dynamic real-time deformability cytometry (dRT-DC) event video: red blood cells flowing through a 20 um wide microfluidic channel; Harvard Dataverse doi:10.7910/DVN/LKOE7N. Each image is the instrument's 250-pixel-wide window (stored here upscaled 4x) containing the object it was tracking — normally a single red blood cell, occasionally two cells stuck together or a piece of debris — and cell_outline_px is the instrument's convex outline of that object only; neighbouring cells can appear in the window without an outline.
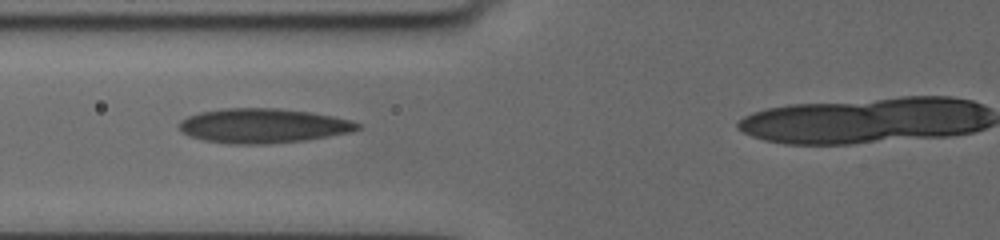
{"species": "human", "species_latin": "Homo sapiens", "temperature_condition": "cold", "stored_images_in_passage": 46, "camera_frame_rate_fps": 3000, "um_per_image_px": 0.085, "donor": {"sex": "female"}, "frame": {"image": 1, "passage_image": 18, "time_ms": 5.667, "image_size_px": [1000, 240], "cell_outline_px": [[360, 128], [348, 132], [304, 140], [268, 144], [232, 144], [204, 140], [192, 136], [184, 132], [176, 124], [180, 120], [188, 116], [200, 112], [224, 108], [276, 108], [308, 112], [332, 116], [348, 120], [360, 124]], "centroid_in_image_um": [22.3, 10.68], "position_along_channel_um": 103.5, "area_um2": 35.43}}
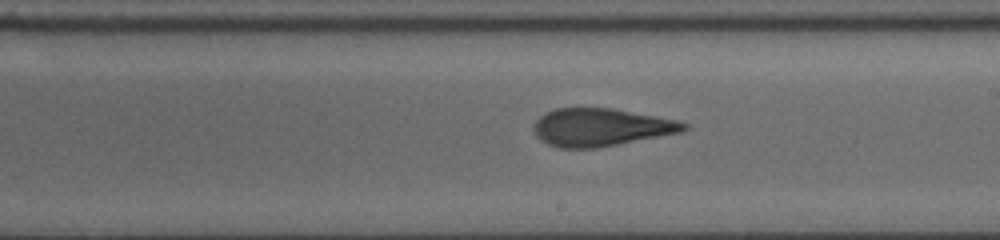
{"frame": {"image": 2, "passage_image": 29, "time_ms": 9.333, "image_size_px": [1000, 240], "cell_outline_px": [[688, 128], [680, 132], [596, 148], [560, 148], [548, 144], [540, 140], [536, 136], [532, 128], [532, 124], [540, 116], [556, 108], [612, 108], [656, 116], [676, 120], [688, 124]], "centroid_in_image_um": [51.02, 10.82], "position_along_channel_um": 238.0, "area_um2": 32.83}}
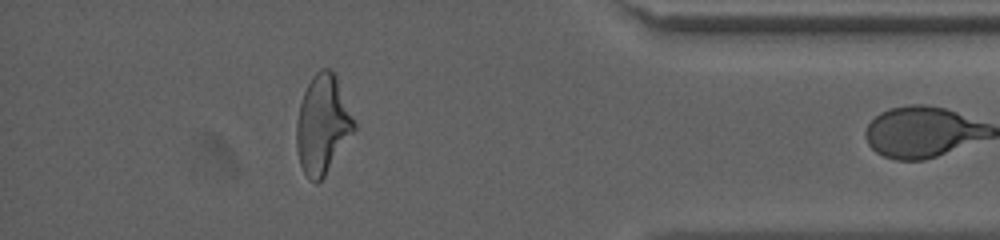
{"frame": {"image": 3, "passage_image": 45, "time_ms": 14.667, "image_size_px": [1000, 240], "cell_outline_px": [[356, 128], [324, 176], [316, 184], [304, 172], [300, 164], [296, 148], [296, 120], [300, 104], [304, 92], [312, 76], [320, 68], [328, 68], [336, 76], [356, 124]], "centroid_in_image_um": [27.4, 10.57], "position_along_channel_um": 407.8, "area_um2": 32.71}}